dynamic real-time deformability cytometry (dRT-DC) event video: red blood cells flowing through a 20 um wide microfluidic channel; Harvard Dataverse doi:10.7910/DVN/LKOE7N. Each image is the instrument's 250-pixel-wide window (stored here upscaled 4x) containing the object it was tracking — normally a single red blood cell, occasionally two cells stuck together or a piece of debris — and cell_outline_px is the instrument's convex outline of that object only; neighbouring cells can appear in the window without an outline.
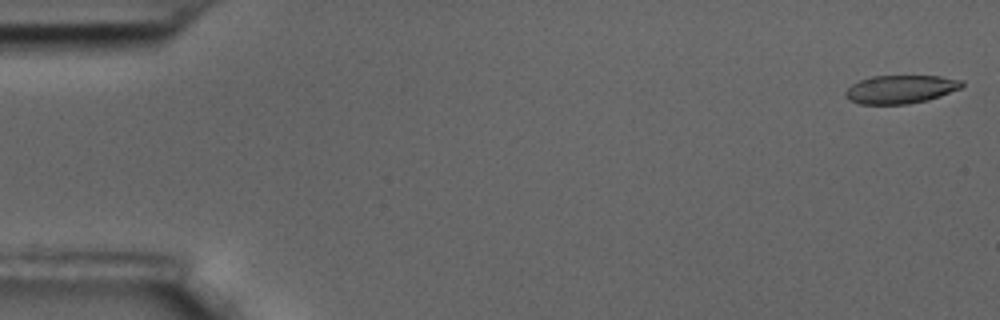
{"species": "common noctule bat (a hibernating species)", "species_latin": "Nyctalus noctula", "temperature_condition": "room temperature", "stored_images_in_passage": 59, "camera_frame_rate_fps": 3000, "um_per_image_px": 0.085, "animal": {"sex": "male", "body_mass_g": 17.5, "forearm_length_mm": 52.3}, "frame": {"image": 1, "passage_image": 2, "time_ms": 0.333, "image_size_px": [1000, 320], "cell_outline_px": [[964, 84], [960, 88], [940, 96], [928, 100], [908, 104], [860, 104], [848, 100], [844, 96], [844, 92], [852, 84], [860, 80], [872, 76], [940, 76], [964, 80]], "centroid_in_image_um": [76.54, 7.59], "position_along_channel_um": 8.5, "area_um2": 19.31}}
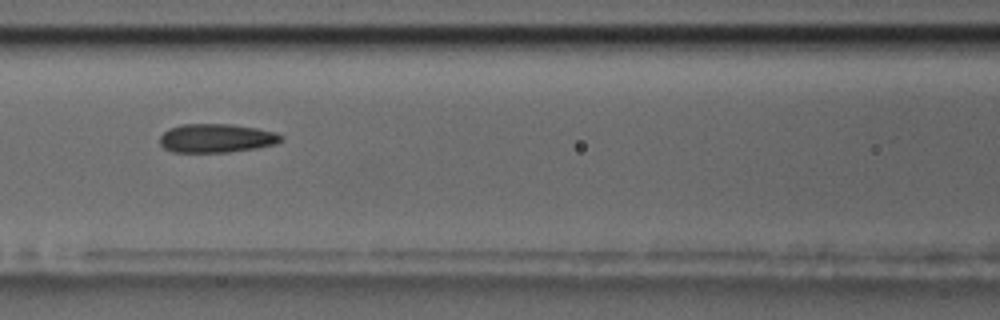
{"frame": {"image": 2, "passage_image": 26, "time_ms": 8.333, "image_size_px": [1000, 320], "cell_outline_px": [[284, 140], [276, 144], [256, 148], [228, 152], [172, 152], [164, 148], [160, 144], [160, 136], [168, 128], [180, 124], [232, 124], [256, 128], [276, 132], [284, 136]], "centroid_in_image_um": [18.41, 11.74], "position_along_channel_um": 148.2, "area_um2": 20.52}}
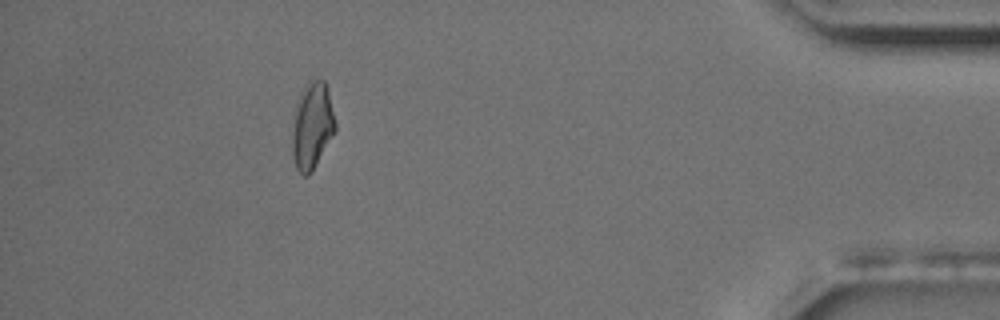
{"frame": {"image": 3, "passage_image": 53, "time_ms": 17.333, "image_size_px": [1000, 320], "cell_outline_px": [[336, 128], [312, 172], [308, 176], [304, 176], [296, 168], [292, 152], [292, 132], [296, 100], [304, 84], [312, 76], [324, 80], [328, 88], [336, 124]], "centroid_in_image_um": [26.52, 10.61], "position_along_channel_um": 408.7, "area_um2": 22.08}, "authors_computed_cell_mechanics": {"area_um2": 20.4612, "velocity_mm_per_s": 3.4887, "shape_relaxation_time_tau1_ms": null, "shape_relaxation_time_tau2_ms": 1.9693, "deformation_change_tau1": null, "deformation_change_tau2": 0.083}}